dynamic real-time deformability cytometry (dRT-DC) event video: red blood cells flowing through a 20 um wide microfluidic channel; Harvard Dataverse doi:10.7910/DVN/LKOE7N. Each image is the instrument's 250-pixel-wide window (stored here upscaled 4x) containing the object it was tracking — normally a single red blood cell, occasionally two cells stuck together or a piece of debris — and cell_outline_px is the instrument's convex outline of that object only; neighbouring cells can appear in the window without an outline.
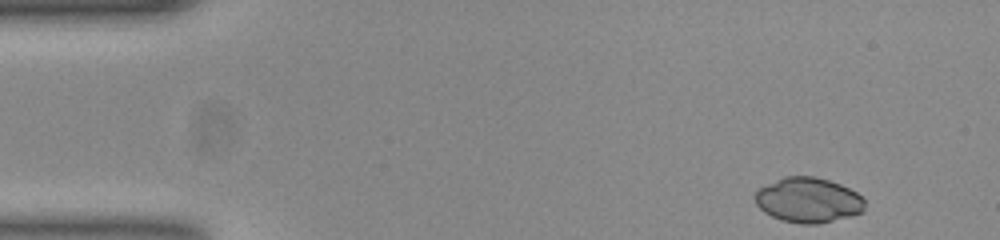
{"species": "common noctule bat (a hibernating species)", "species_latin": "Nyctalus noctula", "temperature_condition": "room temperature", "stored_images_in_passage": 49, "camera_frame_rate_fps": 3000, "um_per_image_px": 0.085, "animal": {"sex": "female", "body_mass_g": 23.0, "forearm_length_mm": 53.4}, "frame": {"image": 1, "passage_image": 1, "time_ms": 0.0, "image_size_px": [1000, 240], "cell_outline_px": [[864, 212], [852, 216], [816, 224], [800, 224], [784, 220], [772, 216], [764, 212], [756, 204], [752, 196], [760, 188], [784, 176], [816, 176], [840, 184], [856, 192], [864, 200]], "centroid_in_image_um": [68.69, 17.01], "position_along_channel_um": 16.3, "area_um2": 28.78}}
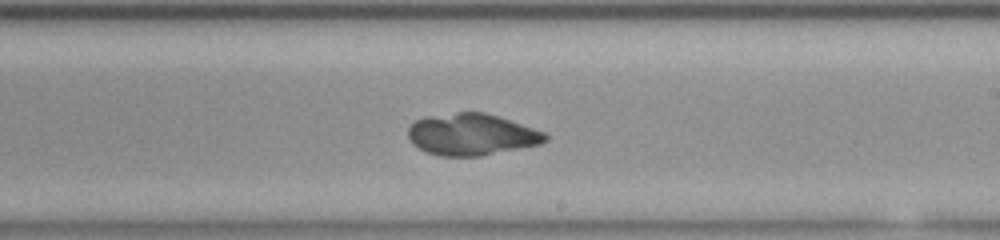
{"frame": {"image": 2, "passage_image": 27, "time_ms": 8.667, "image_size_px": [1000, 240], "cell_outline_px": [[548, 140], [540, 144], [480, 156], [440, 156], [428, 152], [412, 144], [408, 136], [408, 128], [416, 120], [424, 116], [456, 112], [484, 112], [544, 132], [548, 136]], "centroid_in_image_um": [40.05, 11.43], "position_along_channel_um": 248.9, "area_um2": 33.06}}
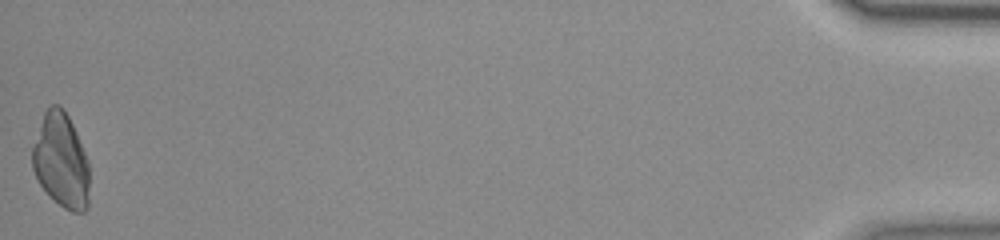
{"frame": {"image": 3, "passage_image": 49, "time_ms": 16.0, "image_size_px": [1000, 240], "cell_outline_px": [[88, 208], [84, 212], [72, 212], [64, 208], [40, 184], [32, 168], [32, 148], [44, 112], [52, 104], [60, 104], [64, 108], [76, 132], [88, 160]], "centroid_in_image_um": [5.2, 13.63], "position_along_channel_um": 430.0, "area_um2": 31.1}}